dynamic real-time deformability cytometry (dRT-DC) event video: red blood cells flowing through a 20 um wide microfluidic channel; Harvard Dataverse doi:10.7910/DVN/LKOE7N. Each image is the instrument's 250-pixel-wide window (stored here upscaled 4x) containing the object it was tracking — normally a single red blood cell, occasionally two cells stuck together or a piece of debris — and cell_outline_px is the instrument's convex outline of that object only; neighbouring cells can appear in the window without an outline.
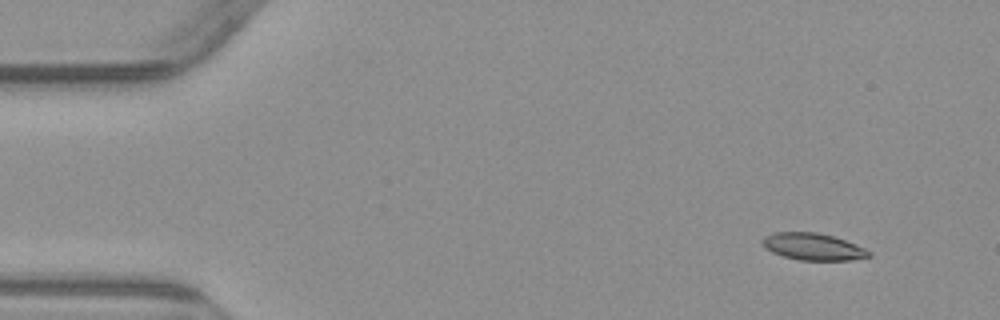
{"species": "common noctule bat (a hibernating species)", "species_latin": "Nyctalus noctula", "temperature_condition": "warm", "stored_images_in_passage": 5, "camera_frame_rate_fps": 3000, "um_per_image_px": 0.085, "animal": {"sex": "male", "body_mass_g": 23.1, "forearm_length_mm": 52.7}, "frame": {"image": 1, "passage_image": 2, "time_ms": 1.333, "image_size_px": [1000, 320], "cell_outline_px": [[872, 256], [852, 260], [800, 260], [784, 256], [772, 252], [764, 248], [760, 240], [764, 236], [776, 232], [816, 232], [832, 236], [856, 244], [872, 252]], "centroid_in_image_um": [69.1, 20.97], "position_along_channel_um": 15.9, "area_um2": 16.76}}
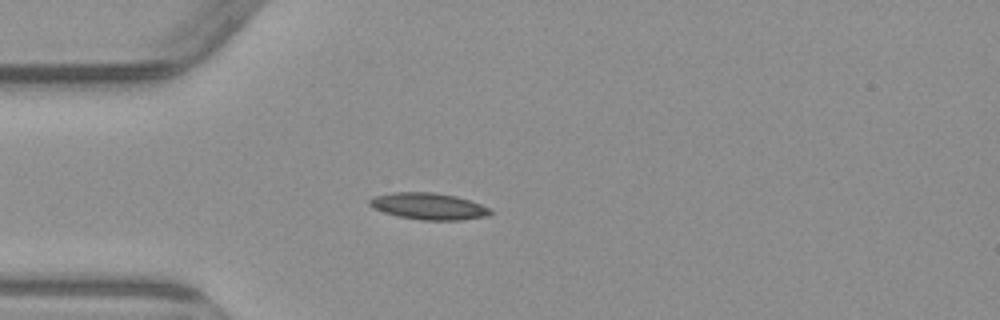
{"frame": {"image": 2, "passage_image": 5, "time_ms": 4.667, "image_size_px": [1000, 320], "cell_outline_px": [[492, 212], [488, 216], [460, 220], [420, 220], [400, 216], [384, 212], [372, 208], [368, 204], [368, 200], [372, 196], [396, 192], [432, 192], [456, 196], [480, 204], [488, 208]], "centroid_in_image_um": [36.39, 17.53], "position_along_channel_um": 48.6, "area_um2": 18.67}}